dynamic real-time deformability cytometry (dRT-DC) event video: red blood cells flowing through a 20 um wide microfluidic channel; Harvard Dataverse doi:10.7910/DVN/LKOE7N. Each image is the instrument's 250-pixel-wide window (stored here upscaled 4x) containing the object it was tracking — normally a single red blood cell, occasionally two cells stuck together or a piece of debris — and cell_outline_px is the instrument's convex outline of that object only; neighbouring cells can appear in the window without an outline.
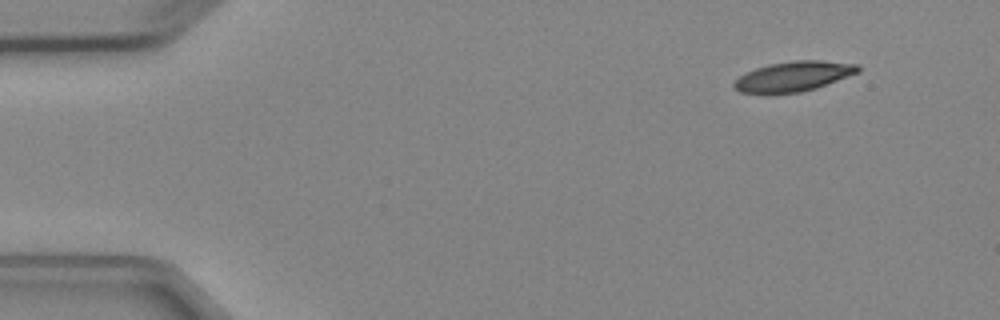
{"species": "Egyptian fruit bat (a non-hibernating species)", "species_latin": "Rousettus aegyptiacus", "temperature_condition": "cold", "stored_images_in_passage": 3, "camera_frame_rate_fps": 3000, "um_per_image_px": 0.085, "animal": {"sex": "female"}, "frame": {"image": 1, "passage_image": 1, "time_ms": 0.0, "image_size_px": [1000, 320], "cell_outline_px": [[860, 72], [816, 88], [800, 92], [740, 92], [732, 84], [740, 76], [756, 68], [768, 64], [792, 60], [820, 60], [860, 64]], "centroid_in_image_um": [67.52, 6.46], "position_along_channel_um": 17.5, "area_um2": 21.33}}